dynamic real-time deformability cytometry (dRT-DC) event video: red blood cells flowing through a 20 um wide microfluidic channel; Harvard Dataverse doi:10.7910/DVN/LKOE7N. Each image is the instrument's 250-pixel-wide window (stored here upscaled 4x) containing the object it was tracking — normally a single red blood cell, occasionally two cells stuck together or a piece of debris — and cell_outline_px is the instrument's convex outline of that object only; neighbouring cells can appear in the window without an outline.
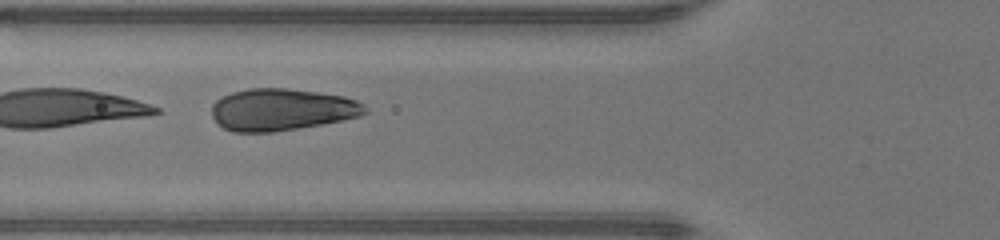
{"species": "human", "species_latin": "Homo sapiens", "temperature_condition": "warm", "stored_images_in_passage": 9, "camera_frame_rate_fps": 3000, "um_per_image_px": 0.085, "donor": {"sex": "male"}, "frame": {"image": 1, "passage_image": 6, "time_ms": 1.667, "image_size_px": [1000, 240], "cell_outline_px": [[368, 112], [360, 116], [320, 124], [272, 132], [232, 132], [216, 124], [212, 116], [212, 104], [216, 100], [232, 92], [248, 88], [288, 88], [344, 96], [356, 100], [364, 104], [368, 108]], "centroid_in_image_um": [23.92, 9.31], "position_along_channel_um": 101.9, "area_um2": 37.51}}